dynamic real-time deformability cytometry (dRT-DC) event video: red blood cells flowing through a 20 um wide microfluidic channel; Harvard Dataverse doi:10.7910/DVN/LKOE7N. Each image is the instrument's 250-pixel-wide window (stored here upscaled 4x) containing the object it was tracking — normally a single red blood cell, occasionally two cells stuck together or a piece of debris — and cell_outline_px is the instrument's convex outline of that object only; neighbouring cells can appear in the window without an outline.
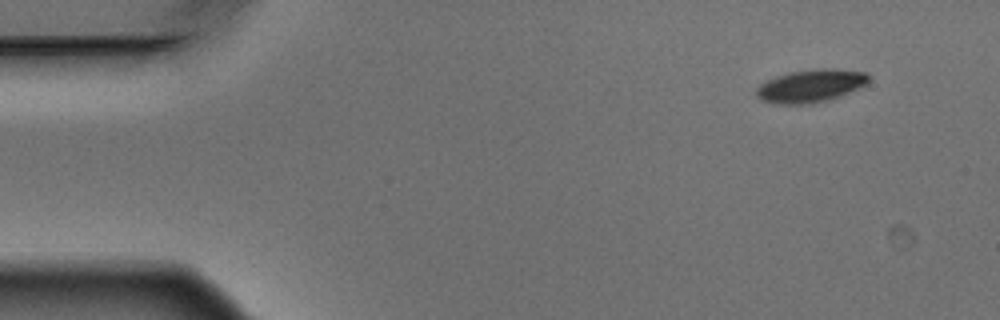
{"species": "Egyptian fruit bat (a non-hibernating species)", "species_latin": "Rousettus aegyptiacus", "temperature_condition": "warm", "stored_images_in_passage": 6, "camera_frame_rate_fps": 3000, "um_per_image_px": 0.085, "animal": {"sex": "male"}, "frame": {"image": 1, "passage_image": 1, "time_ms": 0.0, "image_size_px": [1000, 320], "cell_outline_px": [[868, 80], [864, 84], [840, 96], [824, 100], [800, 104], [772, 104], [760, 100], [756, 96], [756, 88], [760, 84], [776, 76], [788, 72], [820, 68], [828, 68], [868, 72]], "centroid_in_image_um": [68.84, 7.29], "position_along_channel_um": 16.2, "area_um2": 21.21}}
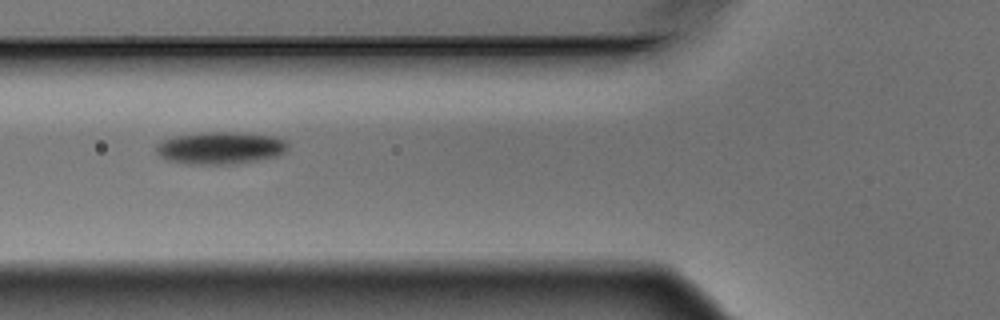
{"frame": {"image": 2, "passage_image": 5, "time_ms": 1.333, "image_size_px": [1000, 320], "cell_outline_px": [[288, 148], [280, 156], [260, 160], [232, 164], [188, 164], [168, 160], [160, 156], [156, 152], [156, 144], [164, 140], [176, 136], [200, 132], [232, 132], [272, 136], [284, 140], [288, 144]], "centroid_in_image_um": [18.74, 12.58], "position_along_channel_um": 107.1, "area_um2": 24.8}}
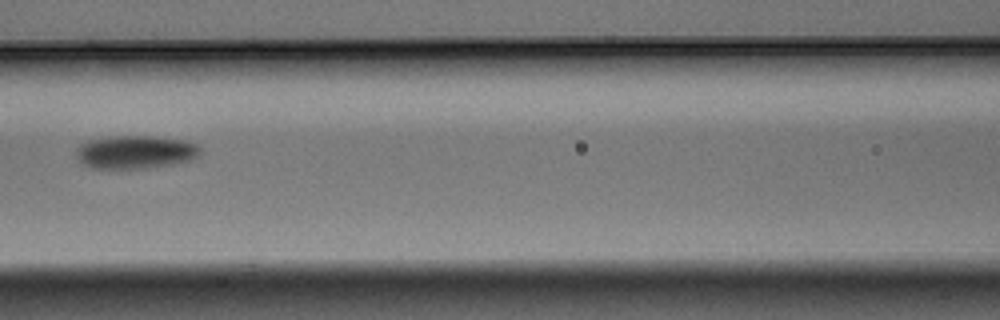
{"frame": {"image": 3, "passage_image": 6, "time_ms": 1.667, "image_size_px": [1000, 320], "cell_outline_px": [[200, 156], [192, 160], [172, 164], [148, 168], [92, 168], [84, 164], [76, 156], [76, 148], [80, 144], [88, 140], [112, 136], [152, 136], [184, 140], [196, 144], [200, 148]], "centroid_in_image_um": [11.52, 12.92], "position_along_channel_um": 155.1, "area_um2": 24.04}}